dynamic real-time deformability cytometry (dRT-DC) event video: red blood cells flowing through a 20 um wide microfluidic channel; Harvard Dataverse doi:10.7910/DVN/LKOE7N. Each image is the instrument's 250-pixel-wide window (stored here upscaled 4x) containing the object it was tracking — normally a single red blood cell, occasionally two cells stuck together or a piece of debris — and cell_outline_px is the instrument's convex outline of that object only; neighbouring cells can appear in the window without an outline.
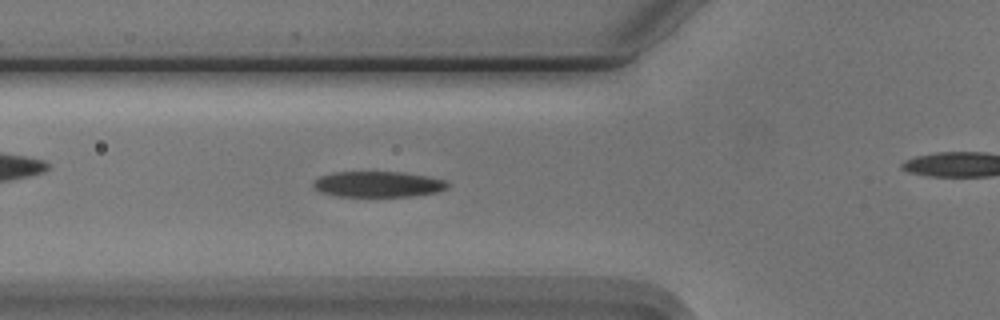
{"species": "Egyptian fruit bat (a non-hibernating species)", "species_latin": "Rousettus aegyptiacus", "temperature_condition": "cold", "stored_images_in_passage": 32, "camera_frame_rate_fps": 3000, "um_per_image_px": 0.085, "animal": {"sex": "male"}, "frame": {"image": 1, "passage_image": 7, "time_ms": 2.0, "image_size_px": [1000, 320], "cell_outline_px": [[448, 188], [440, 192], [412, 196], [336, 196], [320, 192], [312, 188], [312, 180], [320, 176], [332, 172], [400, 172], [428, 176], [444, 180], [448, 184]], "centroid_in_image_um": [32.09, 15.66], "position_along_channel_um": 93.7, "area_um2": 20.35}}
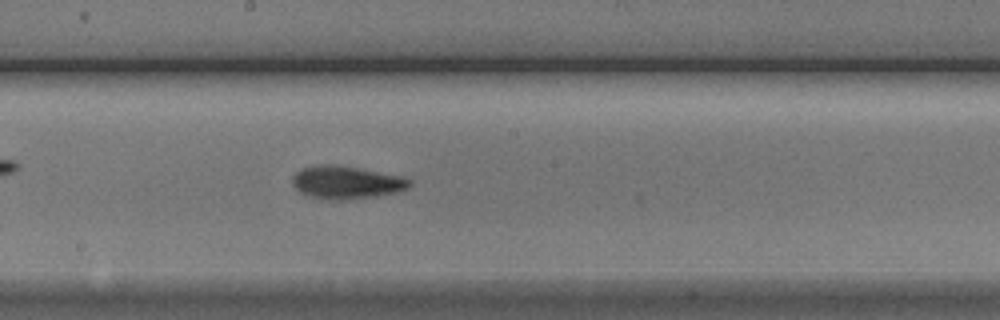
{"frame": {"image": 2, "passage_image": 17, "time_ms": 5.333, "image_size_px": [1000, 320], "cell_outline_px": [[412, 184], [408, 188], [400, 192], [376, 196], [340, 200], [328, 200], [308, 196], [300, 192], [292, 184], [292, 176], [300, 168], [320, 164], [332, 164], [404, 176], [412, 180]], "centroid_in_image_um": [29.45, 15.51], "position_along_channel_um": 218.8, "area_um2": 22.66}}
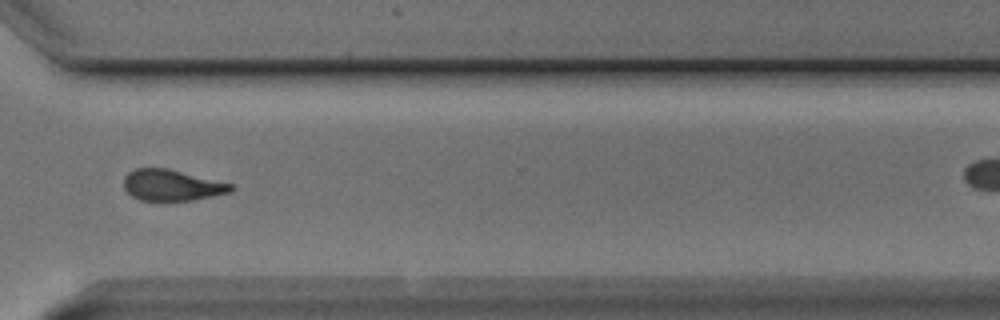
{"frame": {"image": 3, "passage_image": 28, "time_ms": 9.0, "image_size_px": [1000, 320], "cell_outline_px": [[236, 188], [232, 192], [192, 200], [140, 200], [132, 196], [124, 188], [124, 176], [128, 172], [136, 168], [168, 168], [236, 184]], "centroid_in_image_um": [14.67, 15.73], "position_along_channel_um": 355.9, "area_um2": 19.65}}